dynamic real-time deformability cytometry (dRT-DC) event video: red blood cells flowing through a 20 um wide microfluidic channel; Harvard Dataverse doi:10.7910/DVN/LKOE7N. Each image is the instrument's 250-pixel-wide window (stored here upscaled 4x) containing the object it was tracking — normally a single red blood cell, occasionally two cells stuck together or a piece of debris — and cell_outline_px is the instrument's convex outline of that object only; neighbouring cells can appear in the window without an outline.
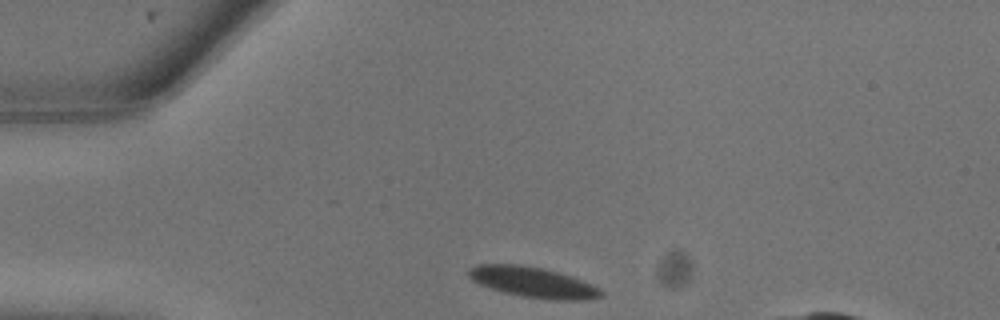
{"species": "common noctule bat (a hibernating species)", "species_latin": "Nyctalus noctula", "temperature_condition": "warm", "stored_images_in_passage": 14, "camera_frame_rate_fps": 3000, "um_per_image_px": 0.085, "animal": {"sex": "male", "body_mass_g": 13.3}, "frame": {"image": 1, "passage_image": 1, "time_ms": 0.0, "image_size_px": [1000, 320], "cell_outline_px": [[604, 296], [588, 300], [556, 300], [524, 296], [504, 292], [480, 284], [472, 280], [468, 276], [468, 268], [476, 264], [520, 264], [544, 268], [580, 280], [600, 288], [604, 292]], "centroid_in_image_um": [45.3, 23.98], "position_along_channel_um": 39.7, "area_um2": 23.35}}
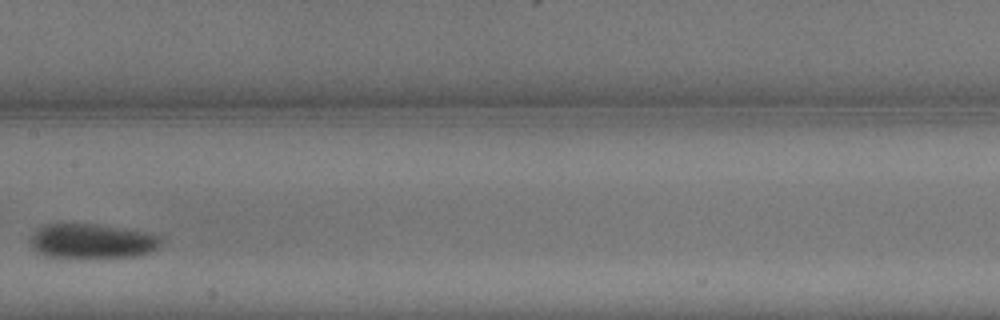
{"frame": {"image": 2, "passage_image": 8, "time_ms": 2.333, "image_size_px": [1000, 320], "cell_outline_px": [[164, 240], [160, 248], [152, 252], [136, 256], [44, 256], [32, 248], [32, 236], [40, 228], [48, 224], [96, 224], [148, 232], [160, 236]], "centroid_in_image_um": [7.93, 20.48], "position_along_channel_um": 199.5, "area_um2": 25.89}}
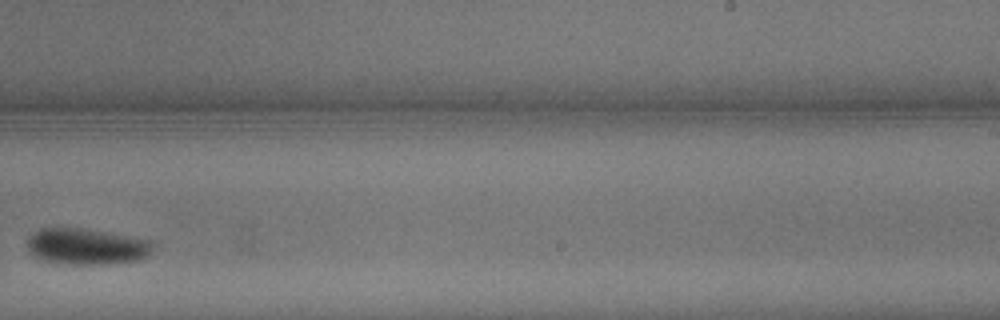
{"frame": {"image": 3, "passage_image": 11, "time_ms": 3.333, "image_size_px": [1000, 320], "cell_outline_px": [[156, 244], [148, 256], [140, 260], [108, 264], [72, 264], [44, 260], [32, 256], [28, 248], [28, 240], [40, 228], [56, 224], [84, 228], [108, 232], [152, 240]], "centroid_in_image_um": [7.38, 20.91], "position_along_channel_um": 281.6, "area_um2": 27.22}}